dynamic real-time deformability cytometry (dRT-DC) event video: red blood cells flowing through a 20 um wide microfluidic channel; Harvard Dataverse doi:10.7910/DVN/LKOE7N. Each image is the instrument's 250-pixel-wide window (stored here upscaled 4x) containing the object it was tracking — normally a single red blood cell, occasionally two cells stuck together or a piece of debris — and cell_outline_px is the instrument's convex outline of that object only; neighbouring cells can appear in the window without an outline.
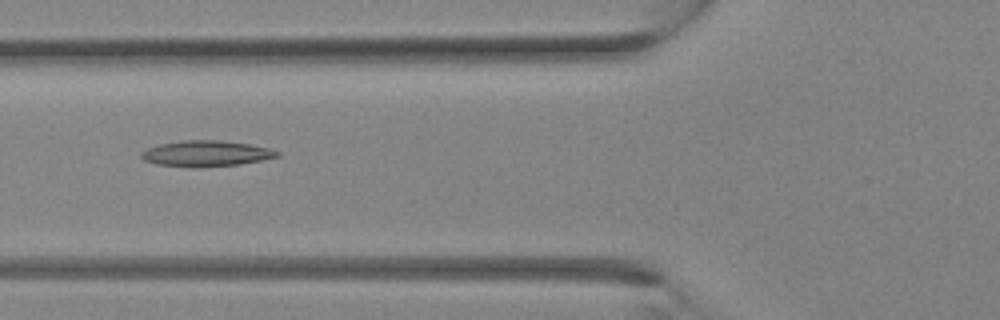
{"species": "Egyptian fruit bat (a non-hibernating species)", "species_latin": "Rousettus aegyptiacus", "temperature_condition": "room temperature", "stored_images_in_passage": 17, "camera_frame_rate_fps": 3000, "um_per_image_px": 0.085, "animal": {"sex": "female"}, "frame": {"image": 1, "passage_image": 12, "time_ms": 3.667, "image_size_px": [1000, 320], "cell_outline_px": [[280, 156], [240, 164], [196, 168], [156, 164], [144, 160], [140, 156], [140, 152], [148, 148], [160, 144], [184, 140], [220, 140], [248, 144], [268, 148], [280, 152]], "centroid_in_image_um": [17.49, 13.05], "position_along_channel_um": 108.3, "area_um2": 20.4}}
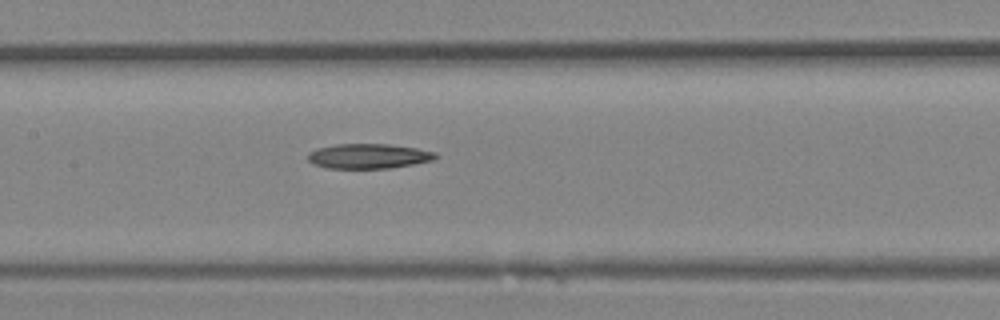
{"frame": {"image": 2, "passage_image": 15, "time_ms": 4.667, "image_size_px": [1000, 320], "cell_outline_px": [[440, 156], [432, 160], [412, 164], [388, 168], [324, 168], [312, 164], [308, 160], [308, 152], [316, 148], [336, 144], [388, 144], [416, 148], [436, 152]], "centroid_in_image_um": [31.29, 13.27], "position_along_channel_um": 176.1, "area_um2": 18.55}}
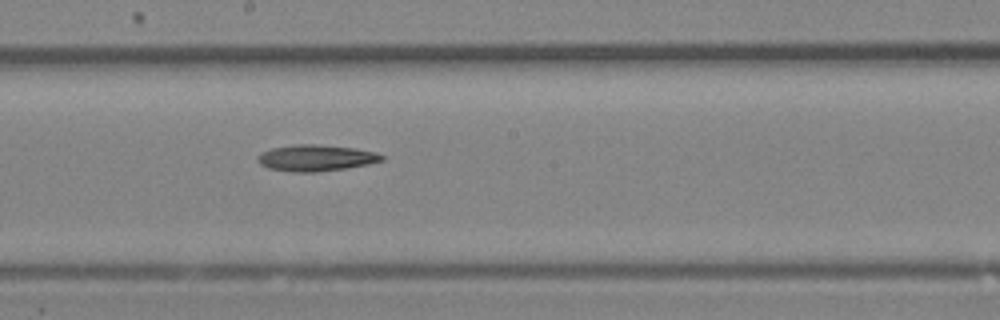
{"frame": {"image": 3, "passage_image": 17, "time_ms": 5.333, "image_size_px": [1000, 320], "cell_outline_px": [[384, 160], [368, 164], [344, 168], [316, 172], [292, 172], [268, 168], [260, 164], [256, 160], [260, 152], [272, 148], [296, 144], [316, 144], [356, 148], [376, 152], [384, 156]], "centroid_in_image_um": [26.83, 13.42], "position_along_channel_um": 221.4, "area_um2": 19.07}}